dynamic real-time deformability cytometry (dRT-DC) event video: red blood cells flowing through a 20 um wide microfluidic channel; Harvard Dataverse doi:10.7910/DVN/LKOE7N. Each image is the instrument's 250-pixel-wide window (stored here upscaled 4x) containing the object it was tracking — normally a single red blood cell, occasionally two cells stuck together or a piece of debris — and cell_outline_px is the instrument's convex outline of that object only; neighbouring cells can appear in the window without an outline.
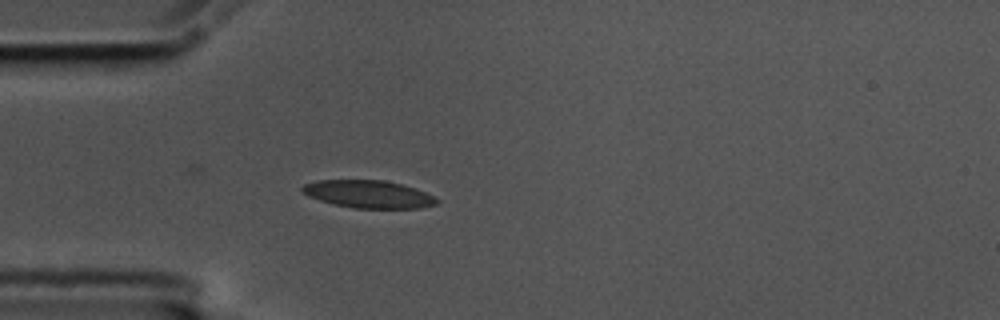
{"species": "common noctule bat (a hibernating species)", "species_latin": "Nyctalus noctula", "temperature_condition": "cold", "stored_images_in_passage": 5, "camera_frame_rate_fps": 3000, "um_per_image_px": 0.085, "animal": {"sex": "male", "body_mass_g": 17.5, "forearm_length_mm": 52.3}, "frame": {"image": 1, "passage_image": 5, "time_ms": 1.333, "image_size_px": [1000, 320], "cell_outline_px": [[440, 200], [436, 204], [420, 208], [352, 208], [332, 204], [308, 196], [300, 192], [300, 188], [304, 184], [316, 180], [384, 180], [416, 188], [436, 196]], "centroid_in_image_um": [31.31, 16.5], "position_along_channel_um": 53.7, "area_um2": 21.91}}